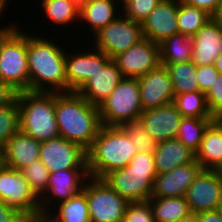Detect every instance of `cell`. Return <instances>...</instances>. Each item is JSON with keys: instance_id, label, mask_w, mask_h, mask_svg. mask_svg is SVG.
<instances>
[{"instance_id": "cell-54", "label": "cell", "mask_w": 222, "mask_h": 222, "mask_svg": "<svg viewBox=\"0 0 222 222\" xmlns=\"http://www.w3.org/2000/svg\"><path fill=\"white\" fill-rule=\"evenodd\" d=\"M219 210L222 212V197H221V204Z\"/></svg>"}, {"instance_id": "cell-37", "label": "cell", "mask_w": 222, "mask_h": 222, "mask_svg": "<svg viewBox=\"0 0 222 222\" xmlns=\"http://www.w3.org/2000/svg\"><path fill=\"white\" fill-rule=\"evenodd\" d=\"M162 0H124L121 13L126 18L142 23Z\"/></svg>"}, {"instance_id": "cell-14", "label": "cell", "mask_w": 222, "mask_h": 222, "mask_svg": "<svg viewBox=\"0 0 222 222\" xmlns=\"http://www.w3.org/2000/svg\"><path fill=\"white\" fill-rule=\"evenodd\" d=\"M82 48L83 50H78L77 52V47L74 50L75 52H68L69 50H66L67 92L78 91L89 78L111 60L104 52L94 47L92 48V45L90 46L92 50L88 48L85 51V47Z\"/></svg>"}, {"instance_id": "cell-11", "label": "cell", "mask_w": 222, "mask_h": 222, "mask_svg": "<svg viewBox=\"0 0 222 222\" xmlns=\"http://www.w3.org/2000/svg\"><path fill=\"white\" fill-rule=\"evenodd\" d=\"M39 160L50 174L65 169H87V150L59 136L41 143Z\"/></svg>"}, {"instance_id": "cell-34", "label": "cell", "mask_w": 222, "mask_h": 222, "mask_svg": "<svg viewBox=\"0 0 222 222\" xmlns=\"http://www.w3.org/2000/svg\"><path fill=\"white\" fill-rule=\"evenodd\" d=\"M19 131V103L0 107V147Z\"/></svg>"}, {"instance_id": "cell-38", "label": "cell", "mask_w": 222, "mask_h": 222, "mask_svg": "<svg viewBox=\"0 0 222 222\" xmlns=\"http://www.w3.org/2000/svg\"><path fill=\"white\" fill-rule=\"evenodd\" d=\"M122 222H155L150 202H129Z\"/></svg>"}, {"instance_id": "cell-2", "label": "cell", "mask_w": 222, "mask_h": 222, "mask_svg": "<svg viewBox=\"0 0 222 222\" xmlns=\"http://www.w3.org/2000/svg\"><path fill=\"white\" fill-rule=\"evenodd\" d=\"M55 114L59 135L88 150L101 127L100 113L77 91L55 93Z\"/></svg>"}, {"instance_id": "cell-27", "label": "cell", "mask_w": 222, "mask_h": 222, "mask_svg": "<svg viewBox=\"0 0 222 222\" xmlns=\"http://www.w3.org/2000/svg\"><path fill=\"white\" fill-rule=\"evenodd\" d=\"M155 222H178L191 211L185 196L157 198L149 200Z\"/></svg>"}, {"instance_id": "cell-53", "label": "cell", "mask_w": 222, "mask_h": 222, "mask_svg": "<svg viewBox=\"0 0 222 222\" xmlns=\"http://www.w3.org/2000/svg\"><path fill=\"white\" fill-rule=\"evenodd\" d=\"M90 1H99V0H84V3L90 2ZM111 1H120V0H111Z\"/></svg>"}, {"instance_id": "cell-6", "label": "cell", "mask_w": 222, "mask_h": 222, "mask_svg": "<svg viewBox=\"0 0 222 222\" xmlns=\"http://www.w3.org/2000/svg\"><path fill=\"white\" fill-rule=\"evenodd\" d=\"M0 80L18 92L29 90L27 33L19 25L0 33Z\"/></svg>"}, {"instance_id": "cell-15", "label": "cell", "mask_w": 222, "mask_h": 222, "mask_svg": "<svg viewBox=\"0 0 222 222\" xmlns=\"http://www.w3.org/2000/svg\"><path fill=\"white\" fill-rule=\"evenodd\" d=\"M190 211L217 210L222 197V178L214 170L202 169L185 194Z\"/></svg>"}, {"instance_id": "cell-46", "label": "cell", "mask_w": 222, "mask_h": 222, "mask_svg": "<svg viewBox=\"0 0 222 222\" xmlns=\"http://www.w3.org/2000/svg\"><path fill=\"white\" fill-rule=\"evenodd\" d=\"M23 222H52L46 215L27 217Z\"/></svg>"}, {"instance_id": "cell-45", "label": "cell", "mask_w": 222, "mask_h": 222, "mask_svg": "<svg viewBox=\"0 0 222 222\" xmlns=\"http://www.w3.org/2000/svg\"><path fill=\"white\" fill-rule=\"evenodd\" d=\"M9 2H10V0H0V17L1 16L3 17V15H5L4 14V13H6L5 10H7L6 6L8 5L7 3H9ZM17 25H18V23L16 25L13 23L11 25H6V27L1 25L0 33L12 30Z\"/></svg>"}, {"instance_id": "cell-44", "label": "cell", "mask_w": 222, "mask_h": 222, "mask_svg": "<svg viewBox=\"0 0 222 222\" xmlns=\"http://www.w3.org/2000/svg\"><path fill=\"white\" fill-rule=\"evenodd\" d=\"M200 222H222V212L217 210L198 212Z\"/></svg>"}, {"instance_id": "cell-33", "label": "cell", "mask_w": 222, "mask_h": 222, "mask_svg": "<svg viewBox=\"0 0 222 222\" xmlns=\"http://www.w3.org/2000/svg\"><path fill=\"white\" fill-rule=\"evenodd\" d=\"M211 19L212 15L205 10L187 5L179 0L177 13L178 33L192 37Z\"/></svg>"}, {"instance_id": "cell-19", "label": "cell", "mask_w": 222, "mask_h": 222, "mask_svg": "<svg viewBox=\"0 0 222 222\" xmlns=\"http://www.w3.org/2000/svg\"><path fill=\"white\" fill-rule=\"evenodd\" d=\"M202 170L200 164L194 162L172 169L170 172L157 174L151 197L167 198L185 196L195 177Z\"/></svg>"}, {"instance_id": "cell-1", "label": "cell", "mask_w": 222, "mask_h": 222, "mask_svg": "<svg viewBox=\"0 0 222 222\" xmlns=\"http://www.w3.org/2000/svg\"><path fill=\"white\" fill-rule=\"evenodd\" d=\"M43 36L27 34L29 91L67 92L66 49Z\"/></svg>"}, {"instance_id": "cell-36", "label": "cell", "mask_w": 222, "mask_h": 222, "mask_svg": "<svg viewBox=\"0 0 222 222\" xmlns=\"http://www.w3.org/2000/svg\"><path fill=\"white\" fill-rule=\"evenodd\" d=\"M21 172L31 190L40 198L46 192L49 181L50 172L47 167L40 160H37L24 167Z\"/></svg>"}, {"instance_id": "cell-21", "label": "cell", "mask_w": 222, "mask_h": 222, "mask_svg": "<svg viewBox=\"0 0 222 222\" xmlns=\"http://www.w3.org/2000/svg\"><path fill=\"white\" fill-rule=\"evenodd\" d=\"M41 143L18 131L2 147V164L21 171L27 165L39 160Z\"/></svg>"}, {"instance_id": "cell-52", "label": "cell", "mask_w": 222, "mask_h": 222, "mask_svg": "<svg viewBox=\"0 0 222 222\" xmlns=\"http://www.w3.org/2000/svg\"><path fill=\"white\" fill-rule=\"evenodd\" d=\"M2 164V148L0 147V165Z\"/></svg>"}, {"instance_id": "cell-28", "label": "cell", "mask_w": 222, "mask_h": 222, "mask_svg": "<svg viewBox=\"0 0 222 222\" xmlns=\"http://www.w3.org/2000/svg\"><path fill=\"white\" fill-rule=\"evenodd\" d=\"M40 7L44 11H40L47 19L48 22L54 23L62 27L75 25V21L78 23L80 6H78L73 0H41ZM71 24V25H70Z\"/></svg>"}, {"instance_id": "cell-41", "label": "cell", "mask_w": 222, "mask_h": 222, "mask_svg": "<svg viewBox=\"0 0 222 222\" xmlns=\"http://www.w3.org/2000/svg\"><path fill=\"white\" fill-rule=\"evenodd\" d=\"M27 216L0 200V222H23Z\"/></svg>"}, {"instance_id": "cell-50", "label": "cell", "mask_w": 222, "mask_h": 222, "mask_svg": "<svg viewBox=\"0 0 222 222\" xmlns=\"http://www.w3.org/2000/svg\"><path fill=\"white\" fill-rule=\"evenodd\" d=\"M214 171L222 178V160L219 165L214 169Z\"/></svg>"}, {"instance_id": "cell-5", "label": "cell", "mask_w": 222, "mask_h": 222, "mask_svg": "<svg viewBox=\"0 0 222 222\" xmlns=\"http://www.w3.org/2000/svg\"><path fill=\"white\" fill-rule=\"evenodd\" d=\"M19 131L38 141L59 137L54 92H19Z\"/></svg>"}, {"instance_id": "cell-49", "label": "cell", "mask_w": 222, "mask_h": 222, "mask_svg": "<svg viewBox=\"0 0 222 222\" xmlns=\"http://www.w3.org/2000/svg\"><path fill=\"white\" fill-rule=\"evenodd\" d=\"M214 66L219 73H222V52L216 57Z\"/></svg>"}, {"instance_id": "cell-42", "label": "cell", "mask_w": 222, "mask_h": 222, "mask_svg": "<svg viewBox=\"0 0 222 222\" xmlns=\"http://www.w3.org/2000/svg\"><path fill=\"white\" fill-rule=\"evenodd\" d=\"M18 93L10 84L0 80V107L13 104L17 100Z\"/></svg>"}, {"instance_id": "cell-20", "label": "cell", "mask_w": 222, "mask_h": 222, "mask_svg": "<svg viewBox=\"0 0 222 222\" xmlns=\"http://www.w3.org/2000/svg\"><path fill=\"white\" fill-rule=\"evenodd\" d=\"M192 61L197 66L211 65L222 52V25L213 18L193 36Z\"/></svg>"}, {"instance_id": "cell-35", "label": "cell", "mask_w": 222, "mask_h": 222, "mask_svg": "<svg viewBox=\"0 0 222 222\" xmlns=\"http://www.w3.org/2000/svg\"><path fill=\"white\" fill-rule=\"evenodd\" d=\"M129 135L137 152H154L157 142L150 136L140 121V119L132 120L121 126Z\"/></svg>"}, {"instance_id": "cell-12", "label": "cell", "mask_w": 222, "mask_h": 222, "mask_svg": "<svg viewBox=\"0 0 222 222\" xmlns=\"http://www.w3.org/2000/svg\"><path fill=\"white\" fill-rule=\"evenodd\" d=\"M88 178L87 169H65L51 173L46 192L39 198L41 215H47L51 206L55 208L80 193Z\"/></svg>"}, {"instance_id": "cell-24", "label": "cell", "mask_w": 222, "mask_h": 222, "mask_svg": "<svg viewBox=\"0 0 222 222\" xmlns=\"http://www.w3.org/2000/svg\"><path fill=\"white\" fill-rule=\"evenodd\" d=\"M119 6L121 7L120 1L111 0H99L83 3L80 6L79 20H81L83 24L85 23L84 25H86V27L88 25V30L90 27V31L94 35L100 29L106 27L109 23L116 20L121 15L122 11L120 9L122 8Z\"/></svg>"}, {"instance_id": "cell-43", "label": "cell", "mask_w": 222, "mask_h": 222, "mask_svg": "<svg viewBox=\"0 0 222 222\" xmlns=\"http://www.w3.org/2000/svg\"><path fill=\"white\" fill-rule=\"evenodd\" d=\"M187 5L205 10L210 15L216 12L218 5L222 0H181Z\"/></svg>"}, {"instance_id": "cell-4", "label": "cell", "mask_w": 222, "mask_h": 222, "mask_svg": "<svg viewBox=\"0 0 222 222\" xmlns=\"http://www.w3.org/2000/svg\"><path fill=\"white\" fill-rule=\"evenodd\" d=\"M156 176L154 152H137L126 167L102 179L128 202H141L151 198Z\"/></svg>"}, {"instance_id": "cell-31", "label": "cell", "mask_w": 222, "mask_h": 222, "mask_svg": "<svg viewBox=\"0 0 222 222\" xmlns=\"http://www.w3.org/2000/svg\"><path fill=\"white\" fill-rule=\"evenodd\" d=\"M173 104L182 117L215 118L208 107L206 95L201 91H192L174 95Z\"/></svg>"}, {"instance_id": "cell-32", "label": "cell", "mask_w": 222, "mask_h": 222, "mask_svg": "<svg viewBox=\"0 0 222 222\" xmlns=\"http://www.w3.org/2000/svg\"><path fill=\"white\" fill-rule=\"evenodd\" d=\"M216 118L183 117L176 138L193 152L199 149L200 142L208 126Z\"/></svg>"}, {"instance_id": "cell-8", "label": "cell", "mask_w": 222, "mask_h": 222, "mask_svg": "<svg viewBox=\"0 0 222 222\" xmlns=\"http://www.w3.org/2000/svg\"><path fill=\"white\" fill-rule=\"evenodd\" d=\"M86 194L90 222H122L128 201L103 179L89 177L82 190Z\"/></svg>"}, {"instance_id": "cell-7", "label": "cell", "mask_w": 222, "mask_h": 222, "mask_svg": "<svg viewBox=\"0 0 222 222\" xmlns=\"http://www.w3.org/2000/svg\"><path fill=\"white\" fill-rule=\"evenodd\" d=\"M102 125L122 126L139 119L143 112L138 79L123 78L98 107Z\"/></svg>"}, {"instance_id": "cell-17", "label": "cell", "mask_w": 222, "mask_h": 222, "mask_svg": "<svg viewBox=\"0 0 222 222\" xmlns=\"http://www.w3.org/2000/svg\"><path fill=\"white\" fill-rule=\"evenodd\" d=\"M179 0H162L141 23L144 38L160 44L178 33Z\"/></svg>"}, {"instance_id": "cell-18", "label": "cell", "mask_w": 222, "mask_h": 222, "mask_svg": "<svg viewBox=\"0 0 222 222\" xmlns=\"http://www.w3.org/2000/svg\"><path fill=\"white\" fill-rule=\"evenodd\" d=\"M182 118L173 103L145 110L139 116L146 132L157 143L176 138Z\"/></svg>"}, {"instance_id": "cell-3", "label": "cell", "mask_w": 222, "mask_h": 222, "mask_svg": "<svg viewBox=\"0 0 222 222\" xmlns=\"http://www.w3.org/2000/svg\"><path fill=\"white\" fill-rule=\"evenodd\" d=\"M136 153L133 141L121 126L103 125L87 150L89 177L102 179L110 171L126 167Z\"/></svg>"}, {"instance_id": "cell-40", "label": "cell", "mask_w": 222, "mask_h": 222, "mask_svg": "<svg viewBox=\"0 0 222 222\" xmlns=\"http://www.w3.org/2000/svg\"><path fill=\"white\" fill-rule=\"evenodd\" d=\"M218 75L219 72L215 68L214 64L197 66L196 79L198 80L199 91L206 94L207 91L214 85Z\"/></svg>"}, {"instance_id": "cell-30", "label": "cell", "mask_w": 222, "mask_h": 222, "mask_svg": "<svg viewBox=\"0 0 222 222\" xmlns=\"http://www.w3.org/2000/svg\"><path fill=\"white\" fill-rule=\"evenodd\" d=\"M161 65L165 66L169 72L174 95L199 91L196 79L197 65L193 61Z\"/></svg>"}, {"instance_id": "cell-47", "label": "cell", "mask_w": 222, "mask_h": 222, "mask_svg": "<svg viewBox=\"0 0 222 222\" xmlns=\"http://www.w3.org/2000/svg\"><path fill=\"white\" fill-rule=\"evenodd\" d=\"M178 222H200V221H199L198 213L190 212L188 215L184 216Z\"/></svg>"}, {"instance_id": "cell-23", "label": "cell", "mask_w": 222, "mask_h": 222, "mask_svg": "<svg viewBox=\"0 0 222 222\" xmlns=\"http://www.w3.org/2000/svg\"><path fill=\"white\" fill-rule=\"evenodd\" d=\"M196 160L195 152L177 138L157 143L154 150V162L157 174L170 172L176 167L190 164Z\"/></svg>"}, {"instance_id": "cell-22", "label": "cell", "mask_w": 222, "mask_h": 222, "mask_svg": "<svg viewBox=\"0 0 222 222\" xmlns=\"http://www.w3.org/2000/svg\"><path fill=\"white\" fill-rule=\"evenodd\" d=\"M122 79L121 71L111 59L101 70L89 78L77 92L92 105L99 107Z\"/></svg>"}, {"instance_id": "cell-48", "label": "cell", "mask_w": 222, "mask_h": 222, "mask_svg": "<svg viewBox=\"0 0 222 222\" xmlns=\"http://www.w3.org/2000/svg\"><path fill=\"white\" fill-rule=\"evenodd\" d=\"M212 18L222 25V1L218 5V8Z\"/></svg>"}, {"instance_id": "cell-51", "label": "cell", "mask_w": 222, "mask_h": 222, "mask_svg": "<svg viewBox=\"0 0 222 222\" xmlns=\"http://www.w3.org/2000/svg\"><path fill=\"white\" fill-rule=\"evenodd\" d=\"M78 6H81L84 3V0H73Z\"/></svg>"}, {"instance_id": "cell-29", "label": "cell", "mask_w": 222, "mask_h": 222, "mask_svg": "<svg viewBox=\"0 0 222 222\" xmlns=\"http://www.w3.org/2000/svg\"><path fill=\"white\" fill-rule=\"evenodd\" d=\"M160 64L192 61V37L176 33L160 44Z\"/></svg>"}, {"instance_id": "cell-9", "label": "cell", "mask_w": 222, "mask_h": 222, "mask_svg": "<svg viewBox=\"0 0 222 222\" xmlns=\"http://www.w3.org/2000/svg\"><path fill=\"white\" fill-rule=\"evenodd\" d=\"M91 37L95 39L91 45L94 44V48L104 52L111 59L144 39L141 23L130 20L123 15H120Z\"/></svg>"}, {"instance_id": "cell-16", "label": "cell", "mask_w": 222, "mask_h": 222, "mask_svg": "<svg viewBox=\"0 0 222 222\" xmlns=\"http://www.w3.org/2000/svg\"><path fill=\"white\" fill-rule=\"evenodd\" d=\"M138 85L143 111L173 103V84L165 66L160 64L156 69L140 76Z\"/></svg>"}, {"instance_id": "cell-25", "label": "cell", "mask_w": 222, "mask_h": 222, "mask_svg": "<svg viewBox=\"0 0 222 222\" xmlns=\"http://www.w3.org/2000/svg\"><path fill=\"white\" fill-rule=\"evenodd\" d=\"M196 161L204 170H214L222 160V119L214 120L205 130Z\"/></svg>"}, {"instance_id": "cell-39", "label": "cell", "mask_w": 222, "mask_h": 222, "mask_svg": "<svg viewBox=\"0 0 222 222\" xmlns=\"http://www.w3.org/2000/svg\"><path fill=\"white\" fill-rule=\"evenodd\" d=\"M205 95L211 114L216 119H222V73H219L214 85Z\"/></svg>"}, {"instance_id": "cell-13", "label": "cell", "mask_w": 222, "mask_h": 222, "mask_svg": "<svg viewBox=\"0 0 222 222\" xmlns=\"http://www.w3.org/2000/svg\"><path fill=\"white\" fill-rule=\"evenodd\" d=\"M123 78H136L160 65V45L144 38L112 59Z\"/></svg>"}, {"instance_id": "cell-10", "label": "cell", "mask_w": 222, "mask_h": 222, "mask_svg": "<svg viewBox=\"0 0 222 222\" xmlns=\"http://www.w3.org/2000/svg\"><path fill=\"white\" fill-rule=\"evenodd\" d=\"M0 200L27 217L41 215L40 199L31 190L21 171L0 165Z\"/></svg>"}, {"instance_id": "cell-26", "label": "cell", "mask_w": 222, "mask_h": 222, "mask_svg": "<svg viewBox=\"0 0 222 222\" xmlns=\"http://www.w3.org/2000/svg\"><path fill=\"white\" fill-rule=\"evenodd\" d=\"M56 206L51 207L46 215L52 222H90L88 202L83 191Z\"/></svg>"}]
</instances>
